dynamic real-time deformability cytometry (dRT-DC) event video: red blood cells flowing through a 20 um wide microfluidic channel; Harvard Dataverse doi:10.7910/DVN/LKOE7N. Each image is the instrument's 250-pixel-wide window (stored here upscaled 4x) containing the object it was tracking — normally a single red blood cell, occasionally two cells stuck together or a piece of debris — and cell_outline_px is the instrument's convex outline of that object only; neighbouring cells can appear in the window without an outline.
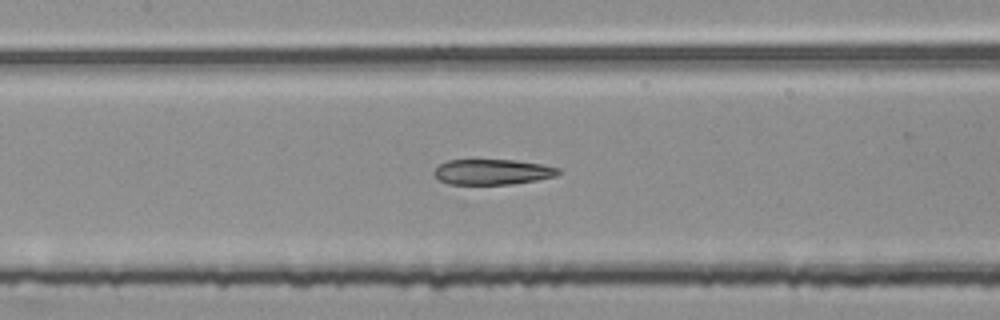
{"species": "common noctule bat (a hibernating species)", "species_latin": "Nyctalus noctula", "temperature_condition": "room temperature", "stored_images_in_passage": 53, "segment_of_instrument_passage": [2, 2], "camera_frame_rate_fps": 3000, "um_per_image_px": 0.085, "animal": {"sex": "female", "body_mass_g": 25.1}, "frame": {"image": 1, "passage_image": 24, "time_ms": 7.667, "image_size_px": [1000, 320], "cell_outline_px": [[560, 172], [556, 176], [536, 180], [512, 184], [448, 184], [440, 180], [436, 176], [436, 168], [440, 164], [448, 160], [512, 160], [540, 164], [560, 168]], "centroid_in_image_um": [41.88, 14.61], "position_along_channel_um": 165.5, "area_um2": 18.15}}
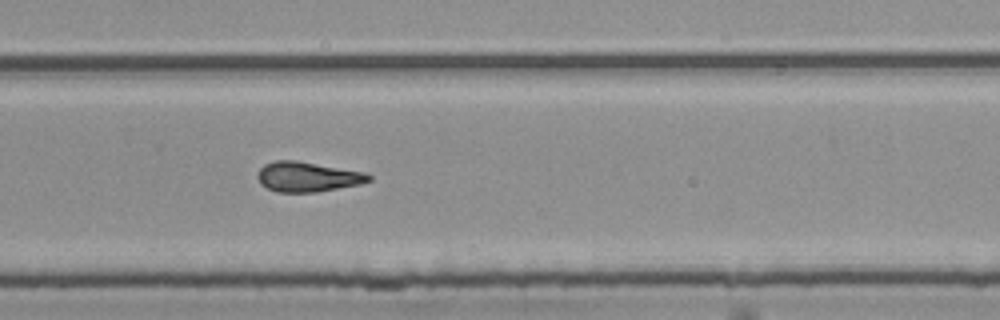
{"frame": {"image": 2, "passage_image": 35, "time_ms": 11.333, "image_size_px": [1000, 320], "cell_outline_px": [[372, 180], [360, 184], [316, 192], [276, 192], [260, 184], [256, 176], [260, 168], [264, 164], [276, 160], [296, 160], [364, 172], [372, 176]], "centroid_in_image_um": [26.12, 15.02], "position_along_channel_um": 303.7, "area_um2": 19.42}}
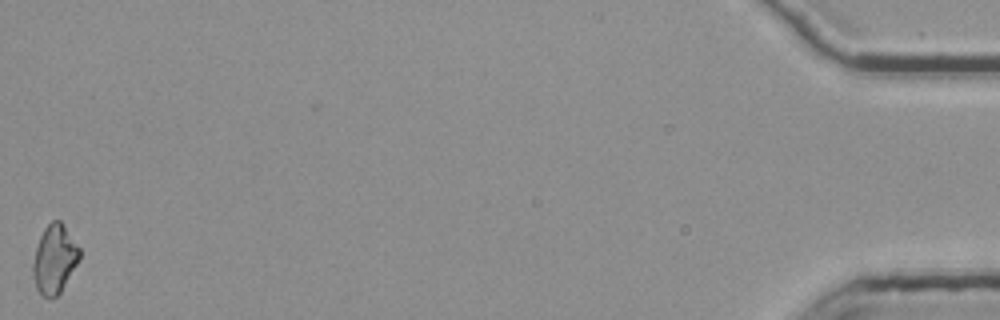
{"frame": {"image": 3, "passage_image": 53, "time_ms": 17.333, "image_size_px": [1000, 320], "cell_outline_px": [[80, 260], [60, 292], [56, 296], [48, 300], [36, 288], [32, 276], [32, 264], [36, 248], [40, 236], [44, 228], [52, 220], [60, 220], [80, 248]], "centroid_in_image_um": [4.62, 22.04], "position_along_channel_um": 430.6, "area_um2": 18.67}}